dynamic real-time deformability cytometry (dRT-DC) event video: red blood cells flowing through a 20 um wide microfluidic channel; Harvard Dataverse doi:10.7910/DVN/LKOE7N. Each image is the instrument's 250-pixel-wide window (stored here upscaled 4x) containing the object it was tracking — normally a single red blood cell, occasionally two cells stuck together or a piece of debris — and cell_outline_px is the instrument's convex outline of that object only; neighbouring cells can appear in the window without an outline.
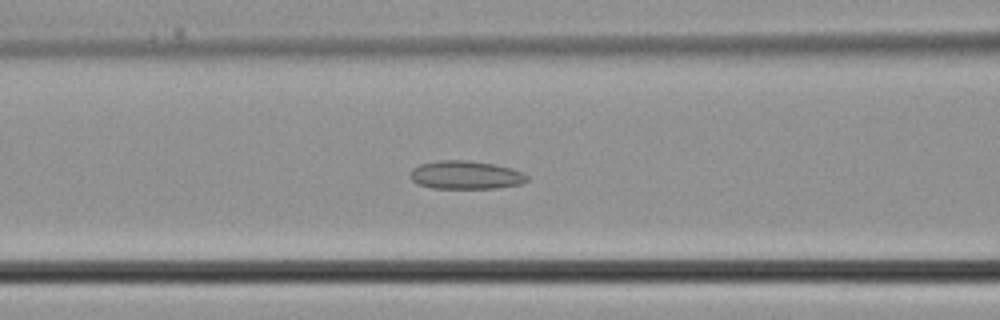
{"species": "common noctule bat (a hibernating species)", "species_latin": "Nyctalus noctula", "temperature_condition": "cold", "stored_images_in_passage": 38, "camera_frame_rate_fps": 3000, "um_per_image_px": 0.085, "animal": {"sex": "male", "body_mass_g": 21.5, "forearm_length_mm": 52.0}, "frame": {"image": 1, "passage_image": 15, "time_ms": 4.667, "image_size_px": [1000, 320], "cell_outline_px": [[528, 180], [520, 184], [496, 188], [432, 188], [420, 184], [412, 180], [412, 168], [420, 164], [440, 160], [468, 160], [492, 164], [512, 168], [524, 172], [528, 176]], "centroid_in_image_um": [39.62, 14.87], "position_along_channel_um": 127.0, "area_um2": 19.13}}
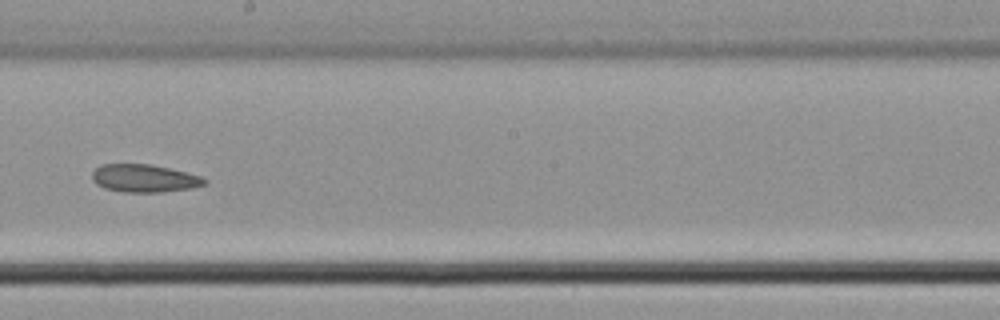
{"frame": {"image": 2, "passage_image": 21, "time_ms": 6.667, "image_size_px": [1000, 320], "cell_outline_px": [[208, 184], [188, 188], [160, 192], [124, 192], [104, 188], [96, 184], [92, 180], [92, 172], [100, 164], [148, 164], [168, 168], [200, 176], [208, 180]], "centroid_in_image_um": [12.23, 15.15], "position_along_channel_um": 236.0, "area_um2": 18.09}}
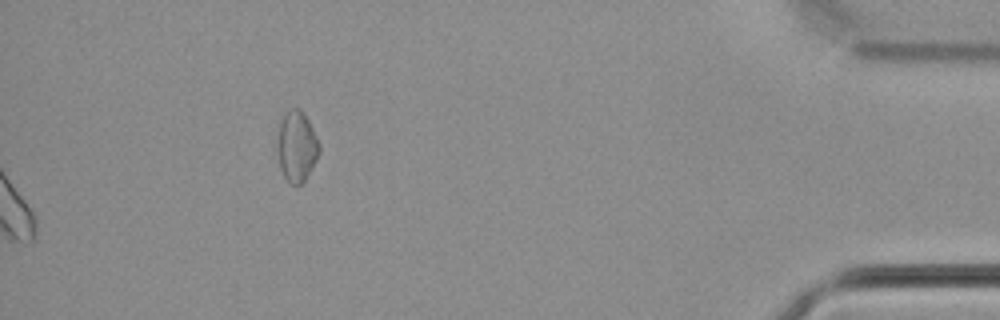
{"frame": {"image": 3, "passage_image": 38, "time_ms": 12.333, "image_size_px": [1000, 320], "cell_outline_px": [[320, 152], [316, 160], [304, 180], [300, 184], [292, 184], [284, 176], [280, 168], [276, 148], [276, 132], [280, 120], [284, 112], [292, 108], [300, 108], [304, 112], [320, 144]], "centroid_in_image_um": [25.18, 12.38], "position_along_channel_um": 410.0, "area_um2": 17.51}}